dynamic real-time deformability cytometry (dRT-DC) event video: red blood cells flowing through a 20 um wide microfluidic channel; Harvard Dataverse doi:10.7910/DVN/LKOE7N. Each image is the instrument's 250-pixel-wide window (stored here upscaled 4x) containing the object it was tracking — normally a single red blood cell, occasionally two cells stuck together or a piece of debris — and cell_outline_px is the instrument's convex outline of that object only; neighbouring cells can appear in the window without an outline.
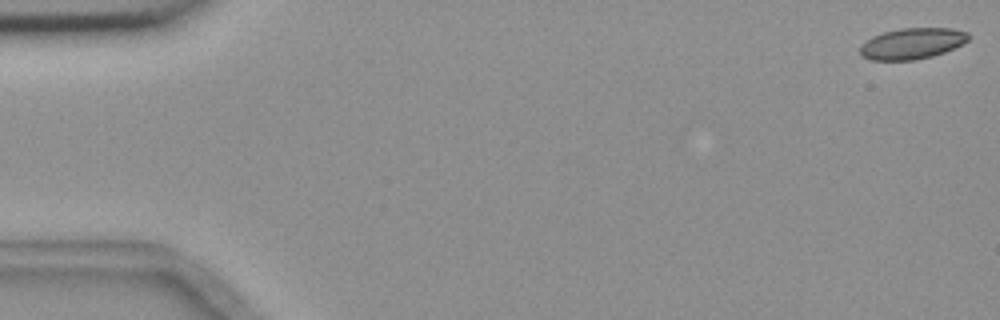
{"species": "common noctule bat (a hibernating species)", "species_latin": "Nyctalus noctula", "temperature_condition": "room temperature", "stored_images_in_passage": 4, "camera_frame_rate_fps": 3000, "um_per_image_px": 0.085, "animal": {"sex": "female", "body_mass_g": 18.4}, "frame": {"image": 1, "passage_image": 1, "time_ms": 0.0, "image_size_px": [1000, 320], "cell_outline_px": [[972, 36], [964, 44], [944, 52], [932, 56], [916, 60], [868, 60], [860, 56], [860, 44], [872, 36], [884, 32], [900, 28], [952, 28], [968, 32]], "centroid_in_image_um": [77.53, 3.7], "position_along_channel_um": 7.5, "area_um2": 19.94}}